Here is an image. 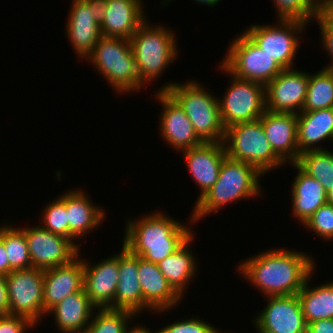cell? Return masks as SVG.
Segmentation results:
<instances>
[{
	"label": "cell",
	"mask_w": 333,
	"mask_h": 333,
	"mask_svg": "<svg viewBox=\"0 0 333 333\" xmlns=\"http://www.w3.org/2000/svg\"><path fill=\"white\" fill-rule=\"evenodd\" d=\"M315 264L313 257L301 250L277 248L241 261L237 270L263 296H287L298 294L314 272Z\"/></svg>",
	"instance_id": "1"
},
{
	"label": "cell",
	"mask_w": 333,
	"mask_h": 333,
	"mask_svg": "<svg viewBox=\"0 0 333 333\" xmlns=\"http://www.w3.org/2000/svg\"><path fill=\"white\" fill-rule=\"evenodd\" d=\"M188 220V224L181 223L158 210L141 216L139 220L128 219L122 245L130 253L158 264L195 234L189 225L194 222L191 217Z\"/></svg>",
	"instance_id": "2"
},
{
	"label": "cell",
	"mask_w": 333,
	"mask_h": 333,
	"mask_svg": "<svg viewBox=\"0 0 333 333\" xmlns=\"http://www.w3.org/2000/svg\"><path fill=\"white\" fill-rule=\"evenodd\" d=\"M261 176L264 175L254 166L226 156L217 182L195 203L191 212L193 222H199L211 213L218 212L229 203L259 197L262 189Z\"/></svg>",
	"instance_id": "3"
},
{
	"label": "cell",
	"mask_w": 333,
	"mask_h": 333,
	"mask_svg": "<svg viewBox=\"0 0 333 333\" xmlns=\"http://www.w3.org/2000/svg\"><path fill=\"white\" fill-rule=\"evenodd\" d=\"M156 89L165 91L179 105L203 142H223L225 128L220 117L218 98L201 83L193 80L181 84L170 81Z\"/></svg>",
	"instance_id": "4"
},
{
	"label": "cell",
	"mask_w": 333,
	"mask_h": 333,
	"mask_svg": "<svg viewBox=\"0 0 333 333\" xmlns=\"http://www.w3.org/2000/svg\"><path fill=\"white\" fill-rule=\"evenodd\" d=\"M152 25L146 19L130 38L137 71L145 85L158 80L178 54L176 33L162 24Z\"/></svg>",
	"instance_id": "5"
},
{
	"label": "cell",
	"mask_w": 333,
	"mask_h": 333,
	"mask_svg": "<svg viewBox=\"0 0 333 333\" xmlns=\"http://www.w3.org/2000/svg\"><path fill=\"white\" fill-rule=\"evenodd\" d=\"M86 60L97 69L117 94L136 92L145 86L139 77L128 39L102 35Z\"/></svg>",
	"instance_id": "6"
},
{
	"label": "cell",
	"mask_w": 333,
	"mask_h": 333,
	"mask_svg": "<svg viewBox=\"0 0 333 333\" xmlns=\"http://www.w3.org/2000/svg\"><path fill=\"white\" fill-rule=\"evenodd\" d=\"M223 144L227 157L247 162L263 175L286 164L273 151L265 136L260 119L238 123L226 128Z\"/></svg>",
	"instance_id": "7"
},
{
	"label": "cell",
	"mask_w": 333,
	"mask_h": 333,
	"mask_svg": "<svg viewBox=\"0 0 333 333\" xmlns=\"http://www.w3.org/2000/svg\"><path fill=\"white\" fill-rule=\"evenodd\" d=\"M221 65L233 76L266 86L283 68L243 31L232 40Z\"/></svg>",
	"instance_id": "8"
},
{
	"label": "cell",
	"mask_w": 333,
	"mask_h": 333,
	"mask_svg": "<svg viewBox=\"0 0 333 333\" xmlns=\"http://www.w3.org/2000/svg\"><path fill=\"white\" fill-rule=\"evenodd\" d=\"M307 24L301 19L279 18L277 25H251L244 32L283 69H293L301 43L298 36L305 32Z\"/></svg>",
	"instance_id": "9"
},
{
	"label": "cell",
	"mask_w": 333,
	"mask_h": 333,
	"mask_svg": "<svg viewBox=\"0 0 333 333\" xmlns=\"http://www.w3.org/2000/svg\"><path fill=\"white\" fill-rule=\"evenodd\" d=\"M219 67L232 79L224 96L218 98L223 127L226 129L231 125L260 119L266 111L265 86L237 78L221 64Z\"/></svg>",
	"instance_id": "10"
},
{
	"label": "cell",
	"mask_w": 333,
	"mask_h": 333,
	"mask_svg": "<svg viewBox=\"0 0 333 333\" xmlns=\"http://www.w3.org/2000/svg\"><path fill=\"white\" fill-rule=\"evenodd\" d=\"M71 5L65 33L77 57L86 59L102 36L107 0H72Z\"/></svg>",
	"instance_id": "11"
},
{
	"label": "cell",
	"mask_w": 333,
	"mask_h": 333,
	"mask_svg": "<svg viewBox=\"0 0 333 333\" xmlns=\"http://www.w3.org/2000/svg\"><path fill=\"white\" fill-rule=\"evenodd\" d=\"M6 281L9 315L25 317L37 326L38 320L47 316L43 307L44 270H13L6 275Z\"/></svg>",
	"instance_id": "12"
},
{
	"label": "cell",
	"mask_w": 333,
	"mask_h": 333,
	"mask_svg": "<svg viewBox=\"0 0 333 333\" xmlns=\"http://www.w3.org/2000/svg\"><path fill=\"white\" fill-rule=\"evenodd\" d=\"M27 239L33 268L46 270L71 262L81 252L70 239L39 226L20 228Z\"/></svg>",
	"instance_id": "13"
},
{
	"label": "cell",
	"mask_w": 333,
	"mask_h": 333,
	"mask_svg": "<svg viewBox=\"0 0 333 333\" xmlns=\"http://www.w3.org/2000/svg\"><path fill=\"white\" fill-rule=\"evenodd\" d=\"M266 298V306L252 321L257 333H307L308 325L297 294Z\"/></svg>",
	"instance_id": "14"
},
{
	"label": "cell",
	"mask_w": 333,
	"mask_h": 333,
	"mask_svg": "<svg viewBox=\"0 0 333 333\" xmlns=\"http://www.w3.org/2000/svg\"><path fill=\"white\" fill-rule=\"evenodd\" d=\"M309 72L283 69L265 86L266 110L271 112H302L308 91Z\"/></svg>",
	"instance_id": "15"
},
{
	"label": "cell",
	"mask_w": 333,
	"mask_h": 333,
	"mask_svg": "<svg viewBox=\"0 0 333 333\" xmlns=\"http://www.w3.org/2000/svg\"><path fill=\"white\" fill-rule=\"evenodd\" d=\"M155 99L163 106L158 129L164 142L178 152L203 143L185 112L165 91H157Z\"/></svg>",
	"instance_id": "16"
},
{
	"label": "cell",
	"mask_w": 333,
	"mask_h": 333,
	"mask_svg": "<svg viewBox=\"0 0 333 333\" xmlns=\"http://www.w3.org/2000/svg\"><path fill=\"white\" fill-rule=\"evenodd\" d=\"M91 265L83 258L86 295L97 309L110 308L119 281V253Z\"/></svg>",
	"instance_id": "17"
},
{
	"label": "cell",
	"mask_w": 333,
	"mask_h": 333,
	"mask_svg": "<svg viewBox=\"0 0 333 333\" xmlns=\"http://www.w3.org/2000/svg\"><path fill=\"white\" fill-rule=\"evenodd\" d=\"M190 176L200 189L196 202L218 180L222 162L226 157L223 142H203L201 145L181 151Z\"/></svg>",
	"instance_id": "18"
},
{
	"label": "cell",
	"mask_w": 333,
	"mask_h": 333,
	"mask_svg": "<svg viewBox=\"0 0 333 333\" xmlns=\"http://www.w3.org/2000/svg\"><path fill=\"white\" fill-rule=\"evenodd\" d=\"M138 277L143 296V311H171L183 299L168 283L157 264L138 256Z\"/></svg>",
	"instance_id": "19"
},
{
	"label": "cell",
	"mask_w": 333,
	"mask_h": 333,
	"mask_svg": "<svg viewBox=\"0 0 333 333\" xmlns=\"http://www.w3.org/2000/svg\"><path fill=\"white\" fill-rule=\"evenodd\" d=\"M80 255L67 264L44 270L43 307L47 315L68 295L83 289L84 266Z\"/></svg>",
	"instance_id": "20"
},
{
	"label": "cell",
	"mask_w": 333,
	"mask_h": 333,
	"mask_svg": "<svg viewBox=\"0 0 333 333\" xmlns=\"http://www.w3.org/2000/svg\"><path fill=\"white\" fill-rule=\"evenodd\" d=\"M298 114L266 110L260 121L273 151L285 162L296 163L300 153L297 146Z\"/></svg>",
	"instance_id": "21"
},
{
	"label": "cell",
	"mask_w": 333,
	"mask_h": 333,
	"mask_svg": "<svg viewBox=\"0 0 333 333\" xmlns=\"http://www.w3.org/2000/svg\"><path fill=\"white\" fill-rule=\"evenodd\" d=\"M88 193L80 189L66 192V210L68 222V239L79 249L81 238L87 236L92 230L97 229L106 217L103 207L92 203ZM87 233V234H86ZM79 239V240H76Z\"/></svg>",
	"instance_id": "22"
},
{
	"label": "cell",
	"mask_w": 333,
	"mask_h": 333,
	"mask_svg": "<svg viewBox=\"0 0 333 333\" xmlns=\"http://www.w3.org/2000/svg\"><path fill=\"white\" fill-rule=\"evenodd\" d=\"M142 0H107V9L100 25L103 36L130 40L147 19Z\"/></svg>",
	"instance_id": "23"
},
{
	"label": "cell",
	"mask_w": 333,
	"mask_h": 333,
	"mask_svg": "<svg viewBox=\"0 0 333 333\" xmlns=\"http://www.w3.org/2000/svg\"><path fill=\"white\" fill-rule=\"evenodd\" d=\"M109 309L128 310L136 316L143 314V296L138 277V256L123 245L119 251V281L114 302Z\"/></svg>",
	"instance_id": "24"
},
{
	"label": "cell",
	"mask_w": 333,
	"mask_h": 333,
	"mask_svg": "<svg viewBox=\"0 0 333 333\" xmlns=\"http://www.w3.org/2000/svg\"><path fill=\"white\" fill-rule=\"evenodd\" d=\"M97 308L89 301L84 288L68 295L54 306L48 314H53L60 333H86L87 327Z\"/></svg>",
	"instance_id": "25"
},
{
	"label": "cell",
	"mask_w": 333,
	"mask_h": 333,
	"mask_svg": "<svg viewBox=\"0 0 333 333\" xmlns=\"http://www.w3.org/2000/svg\"><path fill=\"white\" fill-rule=\"evenodd\" d=\"M297 170L291 189L292 211L302 225L323 204L327 203L324 187L305 173L296 163H289Z\"/></svg>",
	"instance_id": "26"
},
{
	"label": "cell",
	"mask_w": 333,
	"mask_h": 333,
	"mask_svg": "<svg viewBox=\"0 0 333 333\" xmlns=\"http://www.w3.org/2000/svg\"><path fill=\"white\" fill-rule=\"evenodd\" d=\"M327 139L333 141V107L298 114L297 146L300 154L325 150V147L317 145Z\"/></svg>",
	"instance_id": "27"
},
{
	"label": "cell",
	"mask_w": 333,
	"mask_h": 333,
	"mask_svg": "<svg viewBox=\"0 0 333 333\" xmlns=\"http://www.w3.org/2000/svg\"><path fill=\"white\" fill-rule=\"evenodd\" d=\"M194 238L193 234L178 250L157 264L168 283L182 298L198 271L197 258L189 247Z\"/></svg>",
	"instance_id": "28"
},
{
	"label": "cell",
	"mask_w": 333,
	"mask_h": 333,
	"mask_svg": "<svg viewBox=\"0 0 333 333\" xmlns=\"http://www.w3.org/2000/svg\"><path fill=\"white\" fill-rule=\"evenodd\" d=\"M312 276L313 273L297 294L307 325L317 320L333 319V280L310 287Z\"/></svg>",
	"instance_id": "29"
},
{
	"label": "cell",
	"mask_w": 333,
	"mask_h": 333,
	"mask_svg": "<svg viewBox=\"0 0 333 333\" xmlns=\"http://www.w3.org/2000/svg\"><path fill=\"white\" fill-rule=\"evenodd\" d=\"M333 107V68L323 67L317 73H309L308 91L302 112Z\"/></svg>",
	"instance_id": "30"
},
{
	"label": "cell",
	"mask_w": 333,
	"mask_h": 333,
	"mask_svg": "<svg viewBox=\"0 0 333 333\" xmlns=\"http://www.w3.org/2000/svg\"><path fill=\"white\" fill-rule=\"evenodd\" d=\"M0 239L8 255L9 273L13 270L32 268L27 239L19 227L15 228L6 222L0 227Z\"/></svg>",
	"instance_id": "31"
},
{
	"label": "cell",
	"mask_w": 333,
	"mask_h": 333,
	"mask_svg": "<svg viewBox=\"0 0 333 333\" xmlns=\"http://www.w3.org/2000/svg\"><path fill=\"white\" fill-rule=\"evenodd\" d=\"M296 164L326 191L333 185V152L328 149L301 153Z\"/></svg>",
	"instance_id": "32"
},
{
	"label": "cell",
	"mask_w": 333,
	"mask_h": 333,
	"mask_svg": "<svg viewBox=\"0 0 333 333\" xmlns=\"http://www.w3.org/2000/svg\"><path fill=\"white\" fill-rule=\"evenodd\" d=\"M94 314L86 333H127L131 329L129 327L130 322L136 316L128 310L109 308L98 309Z\"/></svg>",
	"instance_id": "33"
},
{
	"label": "cell",
	"mask_w": 333,
	"mask_h": 333,
	"mask_svg": "<svg viewBox=\"0 0 333 333\" xmlns=\"http://www.w3.org/2000/svg\"><path fill=\"white\" fill-rule=\"evenodd\" d=\"M278 19H301L308 23L319 13L323 0H272Z\"/></svg>",
	"instance_id": "34"
},
{
	"label": "cell",
	"mask_w": 333,
	"mask_h": 333,
	"mask_svg": "<svg viewBox=\"0 0 333 333\" xmlns=\"http://www.w3.org/2000/svg\"><path fill=\"white\" fill-rule=\"evenodd\" d=\"M40 217V226L50 232L68 238V222L66 210V192L50 201Z\"/></svg>",
	"instance_id": "35"
},
{
	"label": "cell",
	"mask_w": 333,
	"mask_h": 333,
	"mask_svg": "<svg viewBox=\"0 0 333 333\" xmlns=\"http://www.w3.org/2000/svg\"><path fill=\"white\" fill-rule=\"evenodd\" d=\"M303 225L321 239L333 241V205L323 204Z\"/></svg>",
	"instance_id": "36"
},
{
	"label": "cell",
	"mask_w": 333,
	"mask_h": 333,
	"mask_svg": "<svg viewBox=\"0 0 333 333\" xmlns=\"http://www.w3.org/2000/svg\"><path fill=\"white\" fill-rule=\"evenodd\" d=\"M161 327L159 333H215L218 329L200 318H189L175 321Z\"/></svg>",
	"instance_id": "37"
},
{
	"label": "cell",
	"mask_w": 333,
	"mask_h": 333,
	"mask_svg": "<svg viewBox=\"0 0 333 333\" xmlns=\"http://www.w3.org/2000/svg\"><path fill=\"white\" fill-rule=\"evenodd\" d=\"M35 326L25 317L13 315L0 316V333H27V329Z\"/></svg>",
	"instance_id": "38"
},
{
	"label": "cell",
	"mask_w": 333,
	"mask_h": 333,
	"mask_svg": "<svg viewBox=\"0 0 333 333\" xmlns=\"http://www.w3.org/2000/svg\"><path fill=\"white\" fill-rule=\"evenodd\" d=\"M314 19L319 28H333V0H323L320 11Z\"/></svg>",
	"instance_id": "39"
},
{
	"label": "cell",
	"mask_w": 333,
	"mask_h": 333,
	"mask_svg": "<svg viewBox=\"0 0 333 333\" xmlns=\"http://www.w3.org/2000/svg\"><path fill=\"white\" fill-rule=\"evenodd\" d=\"M321 33L322 47L325 49L331 61L326 64V68H333V28H319Z\"/></svg>",
	"instance_id": "40"
},
{
	"label": "cell",
	"mask_w": 333,
	"mask_h": 333,
	"mask_svg": "<svg viewBox=\"0 0 333 333\" xmlns=\"http://www.w3.org/2000/svg\"><path fill=\"white\" fill-rule=\"evenodd\" d=\"M9 315V297L6 275L0 274V316Z\"/></svg>",
	"instance_id": "41"
},
{
	"label": "cell",
	"mask_w": 333,
	"mask_h": 333,
	"mask_svg": "<svg viewBox=\"0 0 333 333\" xmlns=\"http://www.w3.org/2000/svg\"><path fill=\"white\" fill-rule=\"evenodd\" d=\"M307 333H333V319H323L309 323Z\"/></svg>",
	"instance_id": "42"
},
{
	"label": "cell",
	"mask_w": 333,
	"mask_h": 333,
	"mask_svg": "<svg viewBox=\"0 0 333 333\" xmlns=\"http://www.w3.org/2000/svg\"><path fill=\"white\" fill-rule=\"evenodd\" d=\"M0 274H9L8 255L4 247L3 241L0 239Z\"/></svg>",
	"instance_id": "43"
},
{
	"label": "cell",
	"mask_w": 333,
	"mask_h": 333,
	"mask_svg": "<svg viewBox=\"0 0 333 333\" xmlns=\"http://www.w3.org/2000/svg\"><path fill=\"white\" fill-rule=\"evenodd\" d=\"M172 0H163L161 1L164 6L165 4L167 5V3L171 2ZM196 1V3H199V4H205L206 6L208 7H214L215 5H218V3L221 1V0H194Z\"/></svg>",
	"instance_id": "44"
},
{
	"label": "cell",
	"mask_w": 333,
	"mask_h": 333,
	"mask_svg": "<svg viewBox=\"0 0 333 333\" xmlns=\"http://www.w3.org/2000/svg\"><path fill=\"white\" fill-rule=\"evenodd\" d=\"M127 333H159L158 331L156 332L154 330V332H152L149 327H145L144 325L143 326H140V325H135L134 327H131V329L127 332Z\"/></svg>",
	"instance_id": "45"
},
{
	"label": "cell",
	"mask_w": 333,
	"mask_h": 333,
	"mask_svg": "<svg viewBox=\"0 0 333 333\" xmlns=\"http://www.w3.org/2000/svg\"><path fill=\"white\" fill-rule=\"evenodd\" d=\"M326 195H327V203L333 205V185H331V188L328 191H326Z\"/></svg>",
	"instance_id": "46"
},
{
	"label": "cell",
	"mask_w": 333,
	"mask_h": 333,
	"mask_svg": "<svg viewBox=\"0 0 333 333\" xmlns=\"http://www.w3.org/2000/svg\"><path fill=\"white\" fill-rule=\"evenodd\" d=\"M221 330L220 329H218L215 333H225L224 331L222 332H220ZM227 333V332H226Z\"/></svg>",
	"instance_id": "47"
}]
</instances>
